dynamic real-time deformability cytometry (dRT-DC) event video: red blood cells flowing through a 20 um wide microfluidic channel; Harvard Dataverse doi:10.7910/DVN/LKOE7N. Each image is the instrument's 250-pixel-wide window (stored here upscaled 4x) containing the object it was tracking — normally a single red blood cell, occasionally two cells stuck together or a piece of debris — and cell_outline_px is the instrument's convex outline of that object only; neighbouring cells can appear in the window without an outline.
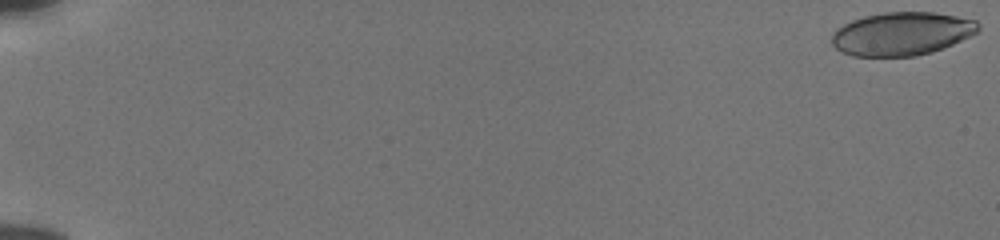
{"species": "human", "species_latin": "Homo sapiens", "temperature_condition": "cold", "stored_images_in_passage": 56, "camera_frame_rate_fps": 3000, "um_per_image_px": 0.085, "donor": {"sex": "male"}, "frame": {"image": 1, "passage_image": 1, "time_ms": 0.0, "image_size_px": [1000, 240], "cell_outline_px": [[980, 32], [944, 48], [932, 52], [916, 56], [852, 56], [840, 52], [832, 44], [832, 32], [836, 28], [852, 20], [864, 16], [884, 12], [932, 12], [956, 16], [976, 20], [980, 24]], "centroid_in_image_um": [76.66, 2.87], "position_along_channel_um": 8.3, "area_um2": 37.28}}
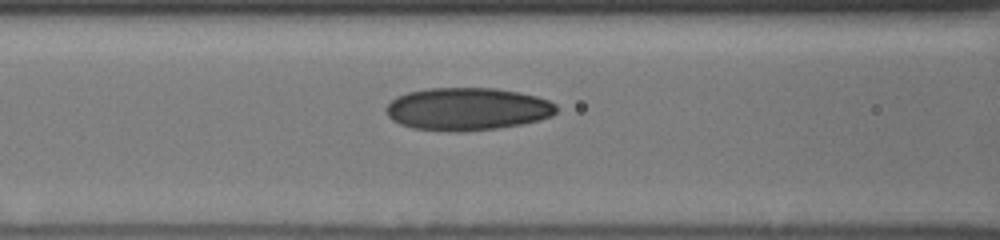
{"frame": {"image": 2, "passage_image": 26, "time_ms": 8.333, "image_size_px": [1000, 240], "cell_outline_px": [[556, 112], [552, 116], [540, 120], [524, 124], [496, 128], [460, 132], [448, 132], [412, 128], [400, 124], [392, 120], [388, 116], [384, 108], [396, 96], [408, 92], [428, 88], [496, 88], [520, 92], [536, 96], [548, 100], [556, 104]], "centroid_in_image_um": [39.71, 9.27], "position_along_channel_um": 126.9, "area_um2": 42.71}}
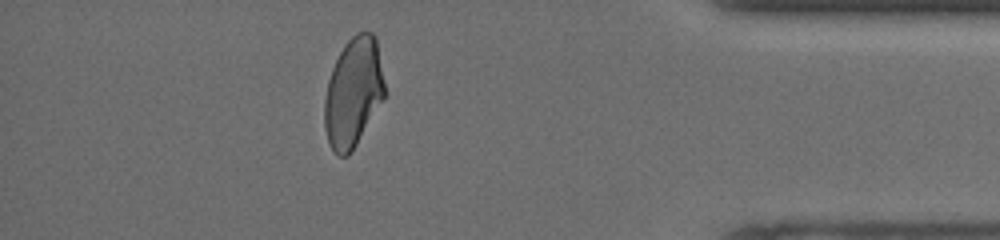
{"frame": {"image": 3, "passage_image": 50, "time_ms": 16.333, "image_size_px": [1000, 240], "cell_outline_px": [[384, 96], [356, 144], [348, 156], [340, 156], [328, 144], [324, 128], [324, 100], [328, 80], [332, 68], [344, 44], [356, 32], [372, 32], [376, 36], [384, 84]], "centroid_in_image_um": [30.0, 7.84], "position_along_channel_um": 405.2, "area_um2": 37.86}, "authors_computed_cell_mechanics": {"area_um2": 39.5641, "velocity_mm_per_s": 3.854, "shape_relaxation_time_tau1_ms": 9.7987, "shape_relaxation_time_tau2_ms": 1.9338, "deformation_change_tau1": 0.2171, "deformation_change_tau2": 0.0754}}